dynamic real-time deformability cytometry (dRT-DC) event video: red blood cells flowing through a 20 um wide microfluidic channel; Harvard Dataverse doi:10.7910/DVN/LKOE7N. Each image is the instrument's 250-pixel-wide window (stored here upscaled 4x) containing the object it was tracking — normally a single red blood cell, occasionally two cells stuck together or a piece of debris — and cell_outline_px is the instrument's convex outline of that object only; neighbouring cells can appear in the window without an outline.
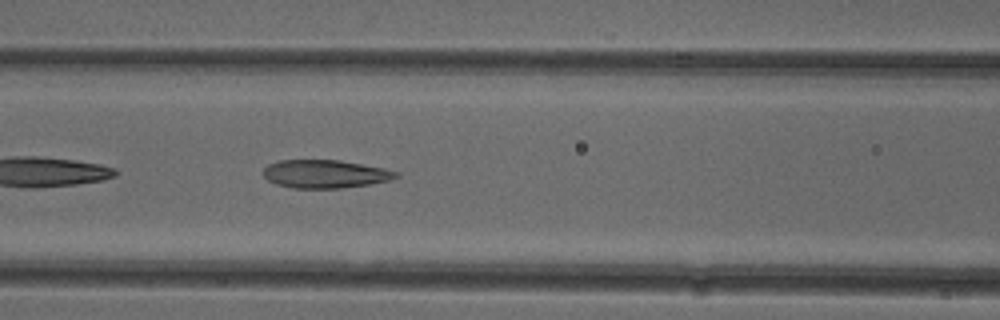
{"species": "common noctule bat (a hibernating species)", "species_latin": "Nyctalus noctula", "temperature_condition": "cold", "stored_images_in_passage": 23, "camera_frame_rate_fps": 3000, "um_per_image_px": 0.085, "animal": {"sex": "female"}, "frame": {"image": 1, "passage_image": 7, "time_ms": 2.0, "image_size_px": [1000, 320], "cell_outline_px": [[400, 176], [388, 180], [368, 184], [340, 188], [292, 188], [276, 184], [268, 180], [264, 176], [264, 168], [268, 164], [280, 160], [340, 160], [384, 168], [396, 172]], "centroid_in_image_um": [27.6, 14.78], "position_along_channel_um": 139.0, "area_um2": 21.62}}
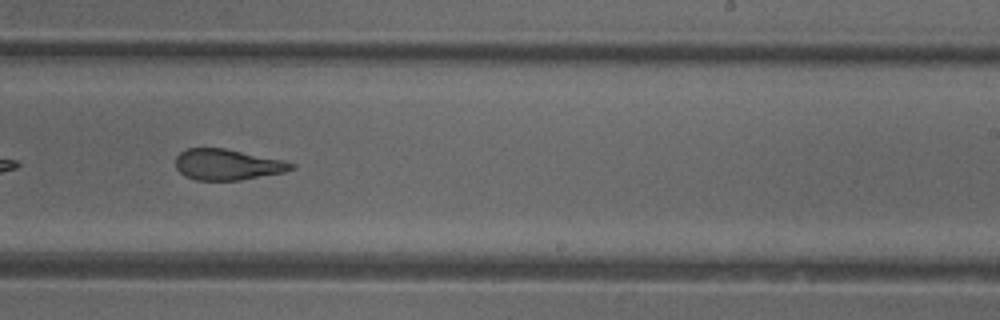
{"frame": {"image": 2, "passage_image": 17, "time_ms": 5.333, "image_size_px": [1000, 320], "cell_outline_px": [[296, 168], [284, 172], [240, 180], [196, 180], [184, 176], [176, 168], [176, 156], [180, 152], [188, 148], [224, 148], [284, 160], [296, 164]], "centroid_in_image_um": [19.34, 13.99], "position_along_channel_um": 269.7, "area_um2": 20.87}}
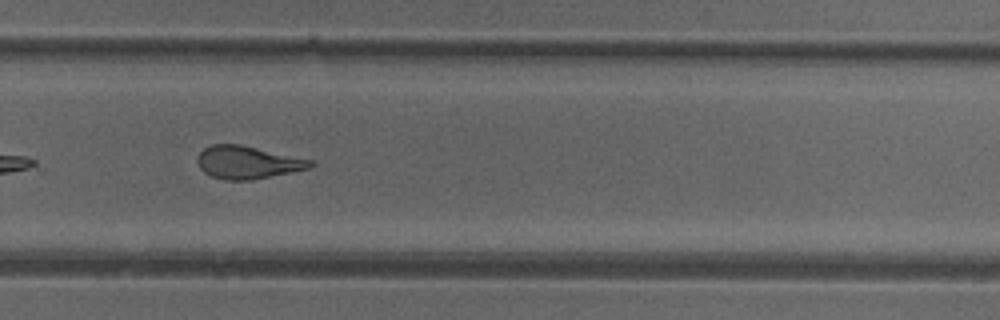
{"frame": {"image": 3, "passage_image": 20, "time_ms": 6.333, "image_size_px": [1000, 320], "cell_outline_px": [[316, 164], [312, 168], [252, 180], [224, 180], [212, 176], [204, 172], [200, 168], [196, 160], [196, 156], [204, 148], [212, 144], [240, 144], [312, 160]], "centroid_in_image_um": [21.04, 13.8], "position_along_channel_um": 308.8, "area_um2": 21.68}}